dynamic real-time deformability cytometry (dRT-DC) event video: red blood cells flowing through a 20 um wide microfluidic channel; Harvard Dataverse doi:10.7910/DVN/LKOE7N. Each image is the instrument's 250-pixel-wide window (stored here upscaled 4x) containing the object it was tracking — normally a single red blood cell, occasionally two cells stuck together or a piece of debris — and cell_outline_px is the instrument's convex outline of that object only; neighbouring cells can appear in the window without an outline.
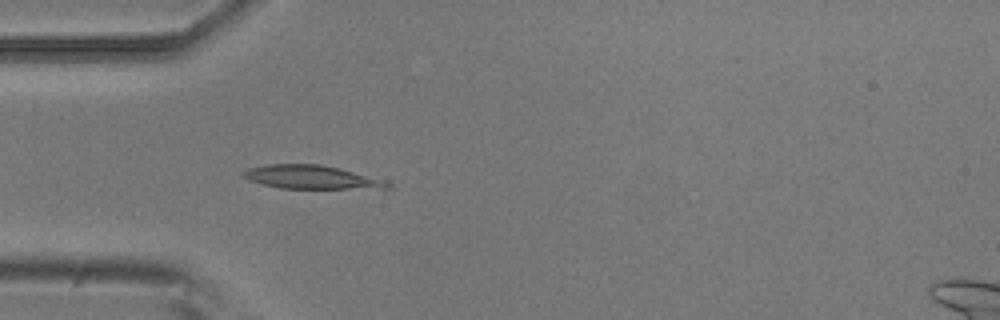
{"species": "common noctule bat (a hibernating species)", "species_latin": "Nyctalus noctula", "temperature_condition": "room temperature", "stored_images_in_passage": 5, "camera_frame_rate_fps": 3000, "um_per_image_px": 0.085, "animal": {"sex": "male", "body_mass_g": 20.5, "forearm_length_mm": 52.5}, "frame": {"image": 1, "passage_image": 4, "time_ms": 1.0, "image_size_px": [1000, 320], "cell_outline_px": [[392, 188], [280, 188], [248, 180], [240, 172], [248, 168], [268, 164], [320, 164], [340, 168], [388, 180], [392, 184]], "centroid_in_image_um": [26.51, 15.05], "position_along_channel_um": 58.5, "area_um2": 19.83}}